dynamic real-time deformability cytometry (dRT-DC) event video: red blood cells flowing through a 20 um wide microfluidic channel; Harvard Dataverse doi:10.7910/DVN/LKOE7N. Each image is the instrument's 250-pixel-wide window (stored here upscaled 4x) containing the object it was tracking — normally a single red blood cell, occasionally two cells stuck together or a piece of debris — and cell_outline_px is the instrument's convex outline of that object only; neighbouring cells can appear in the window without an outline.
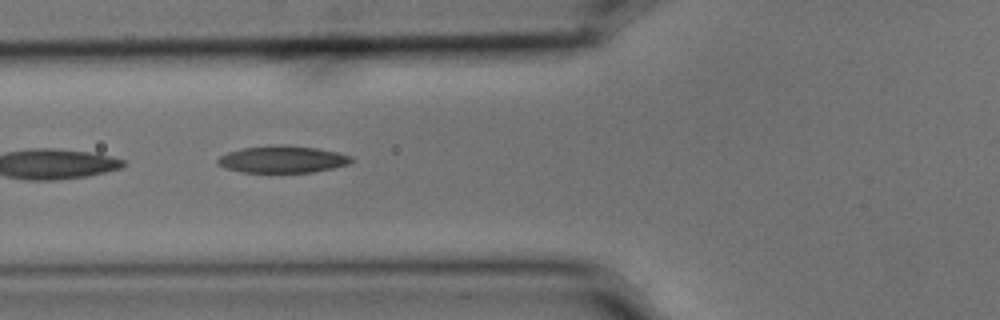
{"species": "common noctule bat (a hibernating species)", "species_latin": "Nyctalus noctula", "temperature_condition": "cold", "stored_images_in_passage": 5, "camera_frame_rate_fps": 3000, "um_per_image_px": 0.085, "animal": {"sex": "male", "body_mass_g": 15.6}, "frame": {"image": 1, "passage_image": 3, "time_ms": 0.667, "image_size_px": [1000, 320], "cell_outline_px": [[352, 160], [348, 164], [332, 168], [312, 172], [240, 172], [224, 168], [216, 164], [216, 160], [220, 156], [228, 152], [244, 148], [284, 144], [316, 148], [336, 152], [352, 156]], "centroid_in_image_um": [23.97, 13.54], "position_along_channel_um": 101.8, "area_um2": 20.92}}
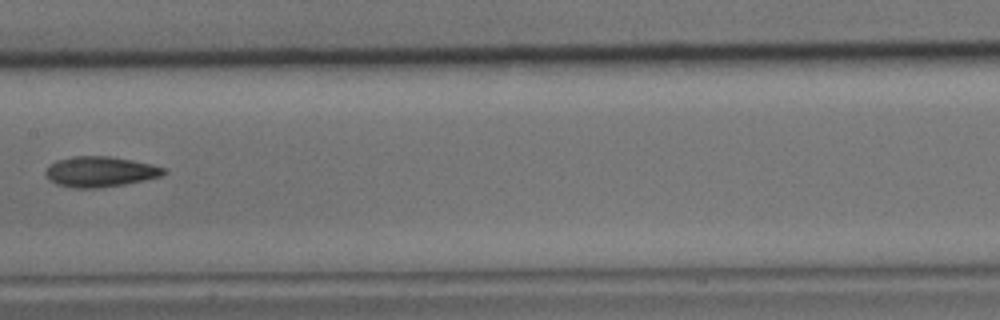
{"frame": {"image": 2, "passage_image": 5, "time_ms": 1.333, "image_size_px": [1000, 320], "cell_outline_px": [[168, 172], [160, 176], [144, 180], [124, 184], [100, 188], [72, 188], [56, 184], [44, 172], [56, 160], [72, 156], [108, 156], [132, 160], [152, 164], [164, 168]], "centroid_in_image_um": [8.53, 14.59], "position_along_channel_um": 198.9, "area_um2": 20.81}}